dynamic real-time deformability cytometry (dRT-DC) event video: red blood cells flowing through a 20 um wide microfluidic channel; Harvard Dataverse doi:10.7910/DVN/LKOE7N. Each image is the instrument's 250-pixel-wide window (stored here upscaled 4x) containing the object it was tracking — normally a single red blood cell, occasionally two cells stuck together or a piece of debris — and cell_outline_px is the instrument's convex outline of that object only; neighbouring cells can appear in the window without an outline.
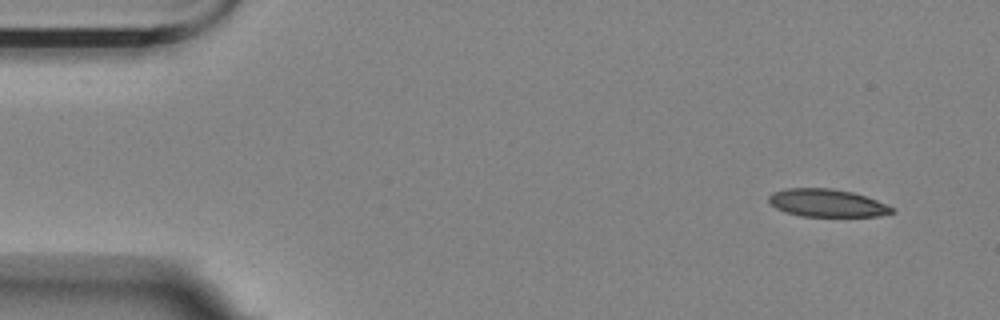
{"species": "Egyptian fruit bat (a non-hibernating species)", "species_latin": "Rousettus aegyptiacus", "temperature_condition": "room temperature", "stored_images_in_passage": 5, "camera_frame_rate_fps": 3000, "um_per_image_px": 0.085, "animal": {"sex": "female"}, "frame": {"image": 1, "passage_image": 1, "time_ms": 0.0, "image_size_px": [1000, 320], "cell_outline_px": [[896, 212], [880, 216], [800, 216], [784, 212], [776, 208], [768, 200], [768, 196], [772, 192], [788, 188], [832, 188], [852, 192], [876, 200], [896, 208]], "centroid_in_image_um": [70.3, 17.26], "position_along_channel_um": 14.7, "area_um2": 20.0}}
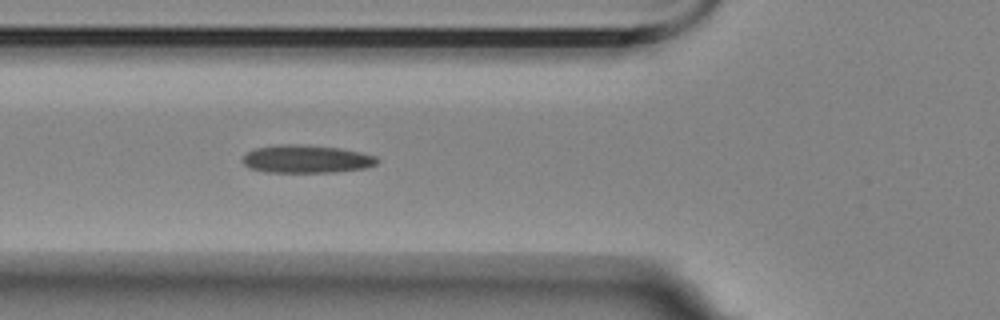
{"frame": {"image": 2, "passage_image": 5, "time_ms": 5.333, "image_size_px": [1000, 320], "cell_outline_px": [[380, 160], [376, 164], [364, 168], [332, 172], [264, 172], [248, 168], [240, 160], [252, 148], [276, 144], [308, 144], [340, 148], [360, 152], [376, 156]], "centroid_in_image_um": [25.99, 13.5], "position_along_channel_um": 99.8, "area_um2": 22.25}}